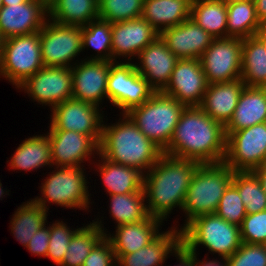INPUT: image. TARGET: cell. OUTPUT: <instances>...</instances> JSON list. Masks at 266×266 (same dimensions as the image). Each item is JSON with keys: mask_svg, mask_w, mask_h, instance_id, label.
Segmentation results:
<instances>
[{"mask_svg": "<svg viewBox=\"0 0 266 266\" xmlns=\"http://www.w3.org/2000/svg\"><path fill=\"white\" fill-rule=\"evenodd\" d=\"M181 232L182 244L188 250L197 253V247L202 245L220 258L230 257L242 244L240 227L228 223L216 213L194 218Z\"/></svg>", "mask_w": 266, "mask_h": 266, "instance_id": "cell-6", "label": "cell"}, {"mask_svg": "<svg viewBox=\"0 0 266 266\" xmlns=\"http://www.w3.org/2000/svg\"><path fill=\"white\" fill-rule=\"evenodd\" d=\"M224 163L234 171H254L266 163V122L230 133Z\"/></svg>", "mask_w": 266, "mask_h": 266, "instance_id": "cell-10", "label": "cell"}, {"mask_svg": "<svg viewBox=\"0 0 266 266\" xmlns=\"http://www.w3.org/2000/svg\"><path fill=\"white\" fill-rule=\"evenodd\" d=\"M138 59L140 63H134L136 70L156 92H161L167 86L179 60L160 35L139 53Z\"/></svg>", "mask_w": 266, "mask_h": 266, "instance_id": "cell-20", "label": "cell"}, {"mask_svg": "<svg viewBox=\"0 0 266 266\" xmlns=\"http://www.w3.org/2000/svg\"><path fill=\"white\" fill-rule=\"evenodd\" d=\"M174 254L180 262L176 266H193L192 251L188 250L183 244Z\"/></svg>", "mask_w": 266, "mask_h": 266, "instance_id": "cell-45", "label": "cell"}, {"mask_svg": "<svg viewBox=\"0 0 266 266\" xmlns=\"http://www.w3.org/2000/svg\"><path fill=\"white\" fill-rule=\"evenodd\" d=\"M99 108L89 102L68 99L51 110L49 130L78 132L92 136L100 144L104 116Z\"/></svg>", "mask_w": 266, "mask_h": 266, "instance_id": "cell-13", "label": "cell"}, {"mask_svg": "<svg viewBox=\"0 0 266 266\" xmlns=\"http://www.w3.org/2000/svg\"><path fill=\"white\" fill-rule=\"evenodd\" d=\"M162 223L160 219L148 215L136 223L118 225L115 235L105 234V236L115 254H130L154 240L161 233L158 228Z\"/></svg>", "mask_w": 266, "mask_h": 266, "instance_id": "cell-23", "label": "cell"}, {"mask_svg": "<svg viewBox=\"0 0 266 266\" xmlns=\"http://www.w3.org/2000/svg\"><path fill=\"white\" fill-rule=\"evenodd\" d=\"M4 6H9V4H21L28 2L29 0H2Z\"/></svg>", "mask_w": 266, "mask_h": 266, "instance_id": "cell-50", "label": "cell"}, {"mask_svg": "<svg viewBox=\"0 0 266 266\" xmlns=\"http://www.w3.org/2000/svg\"><path fill=\"white\" fill-rule=\"evenodd\" d=\"M227 261L228 266H266V244L242 243Z\"/></svg>", "mask_w": 266, "mask_h": 266, "instance_id": "cell-42", "label": "cell"}, {"mask_svg": "<svg viewBox=\"0 0 266 266\" xmlns=\"http://www.w3.org/2000/svg\"><path fill=\"white\" fill-rule=\"evenodd\" d=\"M0 181H1V180H0ZM2 188H3V187H2V183L0 182V197H1V198H3L4 194L6 193V192L3 191L4 189H2ZM1 198H0V199H1Z\"/></svg>", "mask_w": 266, "mask_h": 266, "instance_id": "cell-53", "label": "cell"}, {"mask_svg": "<svg viewBox=\"0 0 266 266\" xmlns=\"http://www.w3.org/2000/svg\"><path fill=\"white\" fill-rule=\"evenodd\" d=\"M78 229L72 231L63 221H55L50 226V240L46 257L59 265L64 258L71 238Z\"/></svg>", "mask_w": 266, "mask_h": 266, "instance_id": "cell-40", "label": "cell"}, {"mask_svg": "<svg viewBox=\"0 0 266 266\" xmlns=\"http://www.w3.org/2000/svg\"><path fill=\"white\" fill-rule=\"evenodd\" d=\"M144 0H98L99 19L115 23L141 17Z\"/></svg>", "mask_w": 266, "mask_h": 266, "instance_id": "cell-38", "label": "cell"}, {"mask_svg": "<svg viewBox=\"0 0 266 266\" xmlns=\"http://www.w3.org/2000/svg\"><path fill=\"white\" fill-rule=\"evenodd\" d=\"M244 87L245 84L241 78L230 82L208 84L199 107L213 120L225 126L234 114Z\"/></svg>", "mask_w": 266, "mask_h": 266, "instance_id": "cell-24", "label": "cell"}, {"mask_svg": "<svg viewBox=\"0 0 266 266\" xmlns=\"http://www.w3.org/2000/svg\"><path fill=\"white\" fill-rule=\"evenodd\" d=\"M3 40H4V39L0 36V63H1V55H2Z\"/></svg>", "mask_w": 266, "mask_h": 266, "instance_id": "cell-52", "label": "cell"}, {"mask_svg": "<svg viewBox=\"0 0 266 266\" xmlns=\"http://www.w3.org/2000/svg\"><path fill=\"white\" fill-rule=\"evenodd\" d=\"M242 243L266 244V210L247 214L240 226Z\"/></svg>", "mask_w": 266, "mask_h": 266, "instance_id": "cell-41", "label": "cell"}, {"mask_svg": "<svg viewBox=\"0 0 266 266\" xmlns=\"http://www.w3.org/2000/svg\"><path fill=\"white\" fill-rule=\"evenodd\" d=\"M266 122V87L245 86L234 114L225 125L226 137L235 131Z\"/></svg>", "mask_w": 266, "mask_h": 266, "instance_id": "cell-25", "label": "cell"}, {"mask_svg": "<svg viewBox=\"0 0 266 266\" xmlns=\"http://www.w3.org/2000/svg\"><path fill=\"white\" fill-rule=\"evenodd\" d=\"M156 91L136 70L132 62H110L107 82V99L111 104L128 113L145 103Z\"/></svg>", "mask_w": 266, "mask_h": 266, "instance_id": "cell-9", "label": "cell"}, {"mask_svg": "<svg viewBox=\"0 0 266 266\" xmlns=\"http://www.w3.org/2000/svg\"><path fill=\"white\" fill-rule=\"evenodd\" d=\"M99 157L101 160H98L97 167L106 187L105 190L109 195L127 194L143 190L144 174L141 171L134 167L111 162L100 153Z\"/></svg>", "mask_w": 266, "mask_h": 266, "instance_id": "cell-27", "label": "cell"}, {"mask_svg": "<svg viewBox=\"0 0 266 266\" xmlns=\"http://www.w3.org/2000/svg\"><path fill=\"white\" fill-rule=\"evenodd\" d=\"M234 172L224 162L199 165L186 193L182 207L186 220L180 230L194 218L216 212L222 195L232 183Z\"/></svg>", "mask_w": 266, "mask_h": 266, "instance_id": "cell-4", "label": "cell"}, {"mask_svg": "<svg viewBox=\"0 0 266 266\" xmlns=\"http://www.w3.org/2000/svg\"><path fill=\"white\" fill-rule=\"evenodd\" d=\"M216 1H221V2H223L224 4H229V3L237 2V1H241V0H216Z\"/></svg>", "mask_w": 266, "mask_h": 266, "instance_id": "cell-51", "label": "cell"}, {"mask_svg": "<svg viewBox=\"0 0 266 266\" xmlns=\"http://www.w3.org/2000/svg\"><path fill=\"white\" fill-rule=\"evenodd\" d=\"M47 17L48 3L45 0L3 5L0 9V36L7 39L39 32Z\"/></svg>", "mask_w": 266, "mask_h": 266, "instance_id": "cell-16", "label": "cell"}, {"mask_svg": "<svg viewBox=\"0 0 266 266\" xmlns=\"http://www.w3.org/2000/svg\"><path fill=\"white\" fill-rule=\"evenodd\" d=\"M2 6H3V1L0 0V9H1Z\"/></svg>", "mask_w": 266, "mask_h": 266, "instance_id": "cell-54", "label": "cell"}, {"mask_svg": "<svg viewBox=\"0 0 266 266\" xmlns=\"http://www.w3.org/2000/svg\"><path fill=\"white\" fill-rule=\"evenodd\" d=\"M44 66L72 67V59L82 50V27L58 24L49 18L40 30Z\"/></svg>", "mask_w": 266, "mask_h": 266, "instance_id": "cell-11", "label": "cell"}, {"mask_svg": "<svg viewBox=\"0 0 266 266\" xmlns=\"http://www.w3.org/2000/svg\"><path fill=\"white\" fill-rule=\"evenodd\" d=\"M13 170L31 171L52 166L50 140L47 135L25 138L17 147L8 164Z\"/></svg>", "mask_w": 266, "mask_h": 266, "instance_id": "cell-29", "label": "cell"}, {"mask_svg": "<svg viewBox=\"0 0 266 266\" xmlns=\"http://www.w3.org/2000/svg\"><path fill=\"white\" fill-rule=\"evenodd\" d=\"M18 89H22L34 101L52 109L72 98V71L70 67L44 66L28 77Z\"/></svg>", "mask_w": 266, "mask_h": 266, "instance_id": "cell-14", "label": "cell"}, {"mask_svg": "<svg viewBox=\"0 0 266 266\" xmlns=\"http://www.w3.org/2000/svg\"><path fill=\"white\" fill-rule=\"evenodd\" d=\"M185 107L175 98L163 92H155L145 103L126 114L146 137L164 151L170 144Z\"/></svg>", "mask_w": 266, "mask_h": 266, "instance_id": "cell-5", "label": "cell"}, {"mask_svg": "<svg viewBox=\"0 0 266 266\" xmlns=\"http://www.w3.org/2000/svg\"><path fill=\"white\" fill-rule=\"evenodd\" d=\"M257 19L261 25L266 24V0H253Z\"/></svg>", "mask_w": 266, "mask_h": 266, "instance_id": "cell-47", "label": "cell"}, {"mask_svg": "<svg viewBox=\"0 0 266 266\" xmlns=\"http://www.w3.org/2000/svg\"><path fill=\"white\" fill-rule=\"evenodd\" d=\"M199 261L197 260V254L196 252H192V261H193V266H228V261L227 258L222 257L223 262H220L218 260H210V261Z\"/></svg>", "mask_w": 266, "mask_h": 266, "instance_id": "cell-46", "label": "cell"}, {"mask_svg": "<svg viewBox=\"0 0 266 266\" xmlns=\"http://www.w3.org/2000/svg\"><path fill=\"white\" fill-rule=\"evenodd\" d=\"M112 31L111 23L102 19L90 21L82 26V50L93 48L97 55L85 60L112 62Z\"/></svg>", "mask_w": 266, "mask_h": 266, "instance_id": "cell-37", "label": "cell"}, {"mask_svg": "<svg viewBox=\"0 0 266 266\" xmlns=\"http://www.w3.org/2000/svg\"><path fill=\"white\" fill-rule=\"evenodd\" d=\"M241 57V38H214L199 58L208 84L230 82L241 78Z\"/></svg>", "mask_w": 266, "mask_h": 266, "instance_id": "cell-12", "label": "cell"}, {"mask_svg": "<svg viewBox=\"0 0 266 266\" xmlns=\"http://www.w3.org/2000/svg\"><path fill=\"white\" fill-rule=\"evenodd\" d=\"M109 213L118 225L136 223L148 216L144 190L127 194L109 195Z\"/></svg>", "mask_w": 266, "mask_h": 266, "instance_id": "cell-35", "label": "cell"}, {"mask_svg": "<svg viewBox=\"0 0 266 266\" xmlns=\"http://www.w3.org/2000/svg\"><path fill=\"white\" fill-rule=\"evenodd\" d=\"M112 62L119 57L132 61L159 33L142 17L111 23ZM132 57V58H131Z\"/></svg>", "mask_w": 266, "mask_h": 266, "instance_id": "cell-19", "label": "cell"}, {"mask_svg": "<svg viewBox=\"0 0 266 266\" xmlns=\"http://www.w3.org/2000/svg\"><path fill=\"white\" fill-rule=\"evenodd\" d=\"M115 252L104 236L86 257L82 266H117Z\"/></svg>", "mask_w": 266, "mask_h": 266, "instance_id": "cell-43", "label": "cell"}, {"mask_svg": "<svg viewBox=\"0 0 266 266\" xmlns=\"http://www.w3.org/2000/svg\"><path fill=\"white\" fill-rule=\"evenodd\" d=\"M55 169L42 183L43 198L37 196L33 200L45 210H49L47 202L70 209L89 210L90 194L86 184L85 169L83 167H55Z\"/></svg>", "mask_w": 266, "mask_h": 266, "instance_id": "cell-7", "label": "cell"}, {"mask_svg": "<svg viewBox=\"0 0 266 266\" xmlns=\"http://www.w3.org/2000/svg\"><path fill=\"white\" fill-rule=\"evenodd\" d=\"M24 202L16 210L11 220V232L22 246H27L38 229L46 225L48 210L37 204L33 199Z\"/></svg>", "mask_w": 266, "mask_h": 266, "instance_id": "cell-33", "label": "cell"}, {"mask_svg": "<svg viewBox=\"0 0 266 266\" xmlns=\"http://www.w3.org/2000/svg\"><path fill=\"white\" fill-rule=\"evenodd\" d=\"M208 82L199 59H179L167 86L161 91L186 107L200 106Z\"/></svg>", "mask_w": 266, "mask_h": 266, "instance_id": "cell-15", "label": "cell"}, {"mask_svg": "<svg viewBox=\"0 0 266 266\" xmlns=\"http://www.w3.org/2000/svg\"><path fill=\"white\" fill-rule=\"evenodd\" d=\"M192 0H144L141 17L160 34L190 18Z\"/></svg>", "mask_w": 266, "mask_h": 266, "instance_id": "cell-26", "label": "cell"}, {"mask_svg": "<svg viewBox=\"0 0 266 266\" xmlns=\"http://www.w3.org/2000/svg\"><path fill=\"white\" fill-rule=\"evenodd\" d=\"M48 136L53 166L84 167L85 159L99 154V143L92 136L67 130H49Z\"/></svg>", "mask_w": 266, "mask_h": 266, "instance_id": "cell-17", "label": "cell"}, {"mask_svg": "<svg viewBox=\"0 0 266 266\" xmlns=\"http://www.w3.org/2000/svg\"><path fill=\"white\" fill-rule=\"evenodd\" d=\"M159 35L179 59H199L214 39L190 18Z\"/></svg>", "mask_w": 266, "mask_h": 266, "instance_id": "cell-21", "label": "cell"}, {"mask_svg": "<svg viewBox=\"0 0 266 266\" xmlns=\"http://www.w3.org/2000/svg\"><path fill=\"white\" fill-rule=\"evenodd\" d=\"M74 63L72 71V98L99 106L107 98L110 62L81 60Z\"/></svg>", "mask_w": 266, "mask_h": 266, "instance_id": "cell-18", "label": "cell"}, {"mask_svg": "<svg viewBox=\"0 0 266 266\" xmlns=\"http://www.w3.org/2000/svg\"><path fill=\"white\" fill-rule=\"evenodd\" d=\"M48 16L58 24L82 27L99 18L98 0H50Z\"/></svg>", "mask_w": 266, "mask_h": 266, "instance_id": "cell-28", "label": "cell"}, {"mask_svg": "<svg viewBox=\"0 0 266 266\" xmlns=\"http://www.w3.org/2000/svg\"><path fill=\"white\" fill-rule=\"evenodd\" d=\"M257 36L262 40L266 46V24L262 25L257 32Z\"/></svg>", "mask_w": 266, "mask_h": 266, "instance_id": "cell-49", "label": "cell"}, {"mask_svg": "<svg viewBox=\"0 0 266 266\" xmlns=\"http://www.w3.org/2000/svg\"><path fill=\"white\" fill-rule=\"evenodd\" d=\"M93 221L79 227L71 238L67 251L59 266H82L93 247L105 236L102 221Z\"/></svg>", "mask_w": 266, "mask_h": 266, "instance_id": "cell-32", "label": "cell"}, {"mask_svg": "<svg viewBox=\"0 0 266 266\" xmlns=\"http://www.w3.org/2000/svg\"><path fill=\"white\" fill-rule=\"evenodd\" d=\"M43 67L40 31L3 40L0 76L16 88Z\"/></svg>", "mask_w": 266, "mask_h": 266, "instance_id": "cell-8", "label": "cell"}, {"mask_svg": "<svg viewBox=\"0 0 266 266\" xmlns=\"http://www.w3.org/2000/svg\"><path fill=\"white\" fill-rule=\"evenodd\" d=\"M241 60L245 86L266 87V46L257 35L242 39Z\"/></svg>", "mask_w": 266, "mask_h": 266, "instance_id": "cell-30", "label": "cell"}, {"mask_svg": "<svg viewBox=\"0 0 266 266\" xmlns=\"http://www.w3.org/2000/svg\"><path fill=\"white\" fill-rule=\"evenodd\" d=\"M190 19L214 38L227 37V4L216 0H192Z\"/></svg>", "mask_w": 266, "mask_h": 266, "instance_id": "cell-31", "label": "cell"}, {"mask_svg": "<svg viewBox=\"0 0 266 266\" xmlns=\"http://www.w3.org/2000/svg\"><path fill=\"white\" fill-rule=\"evenodd\" d=\"M50 240V225L46 227L45 225L34 233L33 238L30 239L26 246V249L31 252V254L46 257L48 251V243Z\"/></svg>", "mask_w": 266, "mask_h": 266, "instance_id": "cell-44", "label": "cell"}, {"mask_svg": "<svg viewBox=\"0 0 266 266\" xmlns=\"http://www.w3.org/2000/svg\"><path fill=\"white\" fill-rule=\"evenodd\" d=\"M122 117L112 126L102 124L99 153L111 162L137 168L144 174L160 159L163 150L127 114Z\"/></svg>", "mask_w": 266, "mask_h": 266, "instance_id": "cell-3", "label": "cell"}, {"mask_svg": "<svg viewBox=\"0 0 266 266\" xmlns=\"http://www.w3.org/2000/svg\"><path fill=\"white\" fill-rule=\"evenodd\" d=\"M199 165L194 160L163 153L143 177L148 215L163 222L173 208L182 209L192 176Z\"/></svg>", "mask_w": 266, "mask_h": 266, "instance_id": "cell-2", "label": "cell"}, {"mask_svg": "<svg viewBox=\"0 0 266 266\" xmlns=\"http://www.w3.org/2000/svg\"><path fill=\"white\" fill-rule=\"evenodd\" d=\"M256 175L259 177L263 189L265 190L266 193V163L263 164L261 167H258L257 169L254 170Z\"/></svg>", "mask_w": 266, "mask_h": 266, "instance_id": "cell-48", "label": "cell"}, {"mask_svg": "<svg viewBox=\"0 0 266 266\" xmlns=\"http://www.w3.org/2000/svg\"><path fill=\"white\" fill-rule=\"evenodd\" d=\"M226 139L223 124L213 120L199 106H189L180 114L170 144L163 153L200 164L222 163Z\"/></svg>", "mask_w": 266, "mask_h": 266, "instance_id": "cell-1", "label": "cell"}, {"mask_svg": "<svg viewBox=\"0 0 266 266\" xmlns=\"http://www.w3.org/2000/svg\"><path fill=\"white\" fill-rule=\"evenodd\" d=\"M231 184L238 190L247 214L266 210V193L254 171H235Z\"/></svg>", "mask_w": 266, "mask_h": 266, "instance_id": "cell-36", "label": "cell"}, {"mask_svg": "<svg viewBox=\"0 0 266 266\" xmlns=\"http://www.w3.org/2000/svg\"><path fill=\"white\" fill-rule=\"evenodd\" d=\"M228 223L241 226L246 217V208L241 200L238 190L230 184L222 195L215 212Z\"/></svg>", "mask_w": 266, "mask_h": 266, "instance_id": "cell-39", "label": "cell"}, {"mask_svg": "<svg viewBox=\"0 0 266 266\" xmlns=\"http://www.w3.org/2000/svg\"><path fill=\"white\" fill-rule=\"evenodd\" d=\"M253 0L227 4V37L248 38L257 35L261 28Z\"/></svg>", "mask_w": 266, "mask_h": 266, "instance_id": "cell-34", "label": "cell"}, {"mask_svg": "<svg viewBox=\"0 0 266 266\" xmlns=\"http://www.w3.org/2000/svg\"><path fill=\"white\" fill-rule=\"evenodd\" d=\"M171 227L163 231L147 246L130 254H115L117 266H162L169 253H175L182 245V232Z\"/></svg>", "mask_w": 266, "mask_h": 266, "instance_id": "cell-22", "label": "cell"}]
</instances>
